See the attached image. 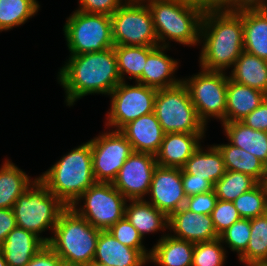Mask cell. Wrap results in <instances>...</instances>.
Returning a JSON list of instances; mask_svg holds the SVG:
<instances>
[{
    "instance_id": "1",
    "label": "cell",
    "mask_w": 267,
    "mask_h": 266,
    "mask_svg": "<svg viewBox=\"0 0 267 266\" xmlns=\"http://www.w3.org/2000/svg\"><path fill=\"white\" fill-rule=\"evenodd\" d=\"M200 38L203 45L200 66L208 71H225L244 51L242 4H208L202 17Z\"/></svg>"
},
{
    "instance_id": "2",
    "label": "cell",
    "mask_w": 267,
    "mask_h": 266,
    "mask_svg": "<svg viewBox=\"0 0 267 266\" xmlns=\"http://www.w3.org/2000/svg\"><path fill=\"white\" fill-rule=\"evenodd\" d=\"M58 73L68 106L88 94L109 95L121 82L115 46L101 52L71 55Z\"/></svg>"
},
{
    "instance_id": "3",
    "label": "cell",
    "mask_w": 267,
    "mask_h": 266,
    "mask_svg": "<svg viewBox=\"0 0 267 266\" xmlns=\"http://www.w3.org/2000/svg\"><path fill=\"white\" fill-rule=\"evenodd\" d=\"M146 2V0H143ZM159 46L168 47L167 38L183 45L200 43L205 0H147Z\"/></svg>"
},
{
    "instance_id": "4",
    "label": "cell",
    "mask_w": 267,
    "mask_h": 266,
    "mask_svg": "<svg viewBox=\"0 0 267 266\" xmlns=\"http://www.w3.org/2000/svg\"><path fill=\"white\" fill-rule=\"evenodd\" d=\"M38 179L65 206L71 207L90 186L96 183L90 141L64 155Z\"/></svg>"
},
{
    "instance_id": "5",
    "label": "cell",
    "mask_w": 267,
    "mask_h": 266,
    "mask_svg": "<svg viewBox=\"0 0 267 266\" xmlns=\"http://www.w3.org/2000/svg\"><path fill=\"white\" fill-rule=\"evenodd\" d=\"M100 231L67 207L60 214L48 245L66 265L87 266L93 262Z\"/></svg>"
},
{
    "instance_id": "6",
    "label": "cell",
    "mask_w": 267,
    "mask_h": 266,
    "mask_svg": "<svg viewBox=\"0 0 267 266\" xmlns=\"http://www.w3.org/2000/svg\"><path fill=\"white\" fill-rule=\"evenodd\" d=\"M67 208L49 189L37 179L16 200L13 212L16 226L40 237L47 228L52 232L60 214Z\"/></svg>"
},
{
    "instance_id": "7",
    "label": "cell",
    "mask_w": 267,
    "mask_h": 266,
    "mask_svg": "<svg viewBox=\"0 0 267 266\" xmlns=\"http://www.w3.org/2000/svg\"><path fill=\"white\" fill-rule=\"evenodd\" d=\"M154 114L165 134L205 133L206 126L199 119L183 82L157 90Z\"/></svg>"
},
{
    "instance_id": "8",
    "label": "cell",
    "mask_w": 267,
    "mask_h": 266,
    "mask_svg": "<svg viewBox=\"0 0 267 266\" xmlns=\"http://www.w3.org/2000/svg\"><path fill=\"white\" fill-rule=\"evenodd\" d=\"M63 29L71 55L101 52L115 46L109 15L76 10L67 18Z\"/></svg>"
},
{
    "instance_id": "9",
    "label": "cell",
    "mask_w": 267,
    "mask_h": 266,
    "mask_svg": "<svg viewBox=\"0 0 267 266\" xmlns=\"http://www.w3.org/2000/svg\"><path fill=\"white\" fill-rule=\"evenodd\" d=\"M125 2L110 16L115 46H159L148 5L143 0Z\"/></svg>"
},
{
    "instance_id": "10",
    "label": "cell",
    "mask_w": 267,
    "mask_h": 266,
    "mask_svg": "<svg viewBox=\"0 0 267 266\" xmlns=\"http://www.w3.org/2000/svg\"><path fill=\"white\" fill-rule=\"evenodd\" d=\"M85 200L84 206L76 208L78 201ZM128 200L112 183L96 182L90 186L71 206L82 218L93 227L108 230L125 215Z\"/></svg>"
},
{
    "instance_id": "11",
    "label": "cell",
    "mask_w": 267,
    "mask_h": 266,
    "mask_svg": "<svg viewBox=\"0 0 267 266\" xmlns=\"http://www.w3.org/2000/svg\"><path fill=\"white\" fill-rule=\"evenodd\" d=\"M201 70L199 74L182 82L188 89L198 117L205 126L210 117L219 118L224 123L226 122V91L229 77L222 71Z\"/></svg>"
},
{
    "instance_id": "12",
    "label": "cell",
    "mask_w": 267,
    "mask_h": 266,
    "mask_svg": "<svg viewBox=\"0 0 267 266\" xmlns=\"http://www.w3.org/2000/svg\"><path fill=\"white\" fill-rule=\"evenodd\" d=\"M157 89L144 84L121 81L109 94L112 97L107 124L120 130L127 123L154 112Z\"/></svg>"
},
{
    "instance_id": "13",
    "label": "cell",
    "mask_w": 267,
    "mask_h": 266,
    "mask_svg": "<svg viewBox=\"0 0 267 266\" xmlns=\"http://www.w3.org/2000/svg\"><path fill=\"white\" fill-rule=\"evenodd\" d=\"M90 144L96 182L112 183L134 152L132 145L119 130L103 133L91 139Z\"/></svg>"
},
{
    "instance_id": "14",
    "label": "cell",
    "mask_w": 267,
    "mask_h": 266,
    "mask_svg": "<svg viewBox=\"0 0 267 266\" xmlns=\"http://www.w3.org/2000/svg\"><path fill=\"white\" fill-rule=\"evenodd\" d=\"M156 167L154 154L133 152L112 184L128 201L143 200L149 192Z\"/></svg>"
},
{
    "instance_id": "15",
    "label": "cell",
    "mask_w": 267,
    "mask_h": 266,
    "mask_svg": "<svg viewBox=\"0 0 267 266\" xmlns=\"http://www.w3.org/2000/svg\"><path fill=\"white\" fill-rule=\"evenodd\" d=\"M151 201L167 217L185 205L186 196L182 184L181 168L162 167L155 168L148 195Z\"/></svg>"
},
{
    "instance_id": "16",
    "label": "cell",
    "mask_w": 267,
    "mask_h": 266,
    "mask_svg": "<svg viewBox=\"0 0 267 266\" xmlns=\"http://www.w3.org/2000/svg\"><path fill=\"white\" fill-rule=\"evenodd\" d=\"M168 229L177 234L171 236L193 243L219 238L210 215L189 211L184 206L168 217Z\"/></svg>"
},
{
    "instance_id": "17",
    "label": "cell",
    "mask_w": 267,
    "mask_h": 266,
    "mask_svg": "<svg viewBox=\"0 0 267 266\" xmlns=\"http://www.w3.org/2000/svg\"><path fill=\"white\" fill-rule=\"evenodd\" d=\"M244 51L267 61V3L242 4Z\"/></svg>"
},
{
    "instance_id": "18",
    "label": "cell",
    "mask_w": 267,
    "mask_h": 266,
    "mask_svg": "<svg viewBox=\"0 0 267 266\" xmlns=\"http://www.w3.org/2000/svg\"><path fill=\"white\" fill-rule=\"evenodd\" d=\"M130 142L134 152L156 154L164 138V131L154 112L143 115L119 130Z\"/></svg>"
},
{
    "instance_id": "19",
    "label": "cell",
    "mask_w": 267,
    "mask_h": 266,
    "mask_svg": "<svg viewBox=\"0 0 267 266\" xmlns=\"http://www.w3.org/2000/svg\"><path fill=\"white\" fill-rule=\"evenodd\" d=\"M205 133H167L155 158L158 166L182 168L200 147Z\"/></svg>"
},
{
    "instance_id": "20",
    "label": "cell",
    "mask_w": 267,
    "mask_h": 266,
    "mask_svg": "<svg viewBox=\"0 0 267 266\" xmlns=\"http://www.w3.org/2000/svg\"><path fill=\"white\" fill-rule=\"evenodd\" d=\"M51 238L38 237L34 233L20 227H15L0 246L8 266H26L32 257Z\"/></svg>"
},
{
    "instance_id": "21",
    "label": "cell",
    "mask_w": 267,
    "mask_h": 266,
    "mask_svg": "<svg viewBox=\"0 0 267 266\" xmlns=\"http://www.w3.org/2000/svg\"><path fill=\"white\" fill-rule=\"evenodd\" d=\"M167 48L168 47L160 45L154 47L148 53L141 78L137 83L158 90L176 86L182 82V79L177 80L173 76L175 70L178 68V62L164 53Z\"/></svg>"
},
{
    "instance_id": "22",
    "label": "cell",
    "mask_w": 267,
    "mask_h": 266,
    "mask_svg": "<svg viewBox=\"0 0 267 266\" xmlns=\"http://www.w3.org/2000/svg\"><path fill=\"white\" fill-rule=\"evenodd\" d=\"M93 261L108 266H143L148 262L137 249L123 245L108 230L100 231Z\"/></svg>"
},
{
    "instance_id": "23",
    "label": "cell",
    "mask_w": 267,
    "mask_h": 266,
    "mask_svg": "<svg viewBox=\"0 0 267 266\" xmlns=\"http://www.w3.org/2000/svg\"><path fill=\"white\" fill-rule=\"evenodd\" d=\"M267 94L237 83L228 78L226 91V122L241 121L254 111L265 99Z\"/></svg>"
},
{
    "instance_id": "24",
    "label": "cell",
    "mask_w": 267,
    "mask_h": 266,
    "mask_svg": "<svg viewBox=\"0 0 267 266\" xmlns=\"http://www.w3.org/2000/svg\"><path fill=\"white\" fill-rule=\"evenodd\" d=\"M194 245L167 234L150 250L148 260L159 266H192Z\"/></svg>"
},
{
    "instance_id": "25",
    "label": "cell",
    "mask_w": 267,
    "mask_h": 266,
    "mask_svg": "<svg viewBox=\"0 0 267 266\" xmlns=\"http://www.w3.org/2000/svg\"><path fill=\"white\" fill-rule=\"evenodd\" d=\"M225 133L231 144L256 156L267 166V132L254 130L241 121L224 122Z\"/></svg>"
},
{
    "instance_id": "26",
    "label": "cell",
    "mask_w": 267,
    "mask_h": 266,
    "mask_svg": "<svg viewBox=\"0 0 267 266\" xmlns=\"http://www.w3.org/2000/svg\"><path fill=\"white\" fill-rule=\"evenodd\" d=\"M205 151L203 152L200 145L181 168V173L193 174L196 177L205 178L215 185L226 172L223 157L215 145L210 146L208 151Z\"/></svg>"
},
{
    "instance_id": "27",
    "label": "cell",
    "mask_w": 267,
    "mask_h": 266,
    "mask_svg": "<svg viewBox=\"0 0 267 266\" xmlns=\"http://www.w3.org/2000/svg\"><path fill=\"white\" fill-rule=\"evenodd\" d=\"M229 78L267 94V61L243 51L232 66Z\"/></svg>"
},
{
    "instance_id": "28",
    "label": "cell",
    "mask_w": 267,
    "mask_h": 266,
    "mask_svg": "<svg viewBox=\"0 0 267 266\" xmlns=\"http://www.w3.org/2000/svg\"><path fill=\"white\" fill-rule=\"evenodd\" d=\"M215 146L222 154L226 170L248 174L258 183H264L267 166L256 156L231 143Z\"/></svg>"
},
{
    "instance_id": "29",
    "label": "cell",
    "mask_w": 267,
    "mask_h": 266,
    "mask_svg": "<svg viewBox=\"0 0 267 266\" xmlns=\"http://www.w3.org/2000/svg\"><path fill=\"white\" fill-rule=\"evenodd\" d=\"M124 216L137 229L142 238L146 233H154L160 229L164 231L168 228V217L145 199L130 200L128 206L126 203Z\"/></svg>"
},
{
    "instance_id": "30",
    "label": "cell",
    "mask_w": 267,
    "mask_h": 266,
    "mask_svg": "<svg viewBox=\"0 0 267 266\" xmlns=\"http://www.w3.org/2000/svg\"><path fill=\"white\" fill-rule=\"evenodd\" d=\"M31 181L21 169L7 160L0 168V208L12 209L20 195L37 180Z\"/></svg>"
},
{
    "instance_id": "31",
    "label": "cell",
    "mask_w": 267,
    "mask_h": 266,
    "mask_svg": "<svg viewBox=\"0 0 267 266\" xmlns=\"http://www.w3.org/2000/svg\"><path fill=\"white\" fill-rule=\"evenodd\" d=\"M157 46H115L118 71L121 81H124L125 73L130 75L129 79L136 82L141 78L148 53Z\"/></svg>"
},
{
    "instance_id": "32",
    "label": "cell",
    "mask_w": 267,
    "mask_h": 266,
    "mask_svg": "<svg viewBox=\"0 0 267 266\" xmlns=\"http://www.w3.org/2000/svg\"><path fill=\"white\" fill-rule=\"evenodd\" d=\"M39 7L36 0H0V31L24 24Z\"/></svg>"
},
{
    "instance_id": "33",
    "label": "cell",
    "mask_w": 267,
    "mask_h": 266,
    "mask_svg": "<svg viewBox=\"0 0 267 266\" xmlns=\"http://www.w3.org/2000/svg\"><path fill=\"white\" fill-rule=\"evenodd\" d=\"M240 262L267 263V213L251 219L250 239Z\"/></svg>"
},
{
    "instance_id": "34",
    "label": "cell",
    "mask_w": 267,
    "mask_h": 266,
    "mask_svg": "<svg viewBox=\"0 0 267 266\" xmlns=\"http://www.w3.org/2000/svg\"><path fill=\"white\" fill-rule=\"evenodd\" d=\"M258 182L248 174L226 170L215 183L217 199L233 202L237 197L252 189Z\"/></svg>"
},
{
    "instance_id": "35",
    "label": "cell",
    "mask_w": 267,
    "mask_h": 266,
    "mask_svg": "<svg viewBox=\"0 0 267 266\" xmlns=\"http://www.w3.org/2000/svg\"><path fill=\"white\" fill-rule=\"evenodd\" d=\"M241 218L253 219L267 213V190L264 183H257L233 201Z\"/></svg>"
},
{
    "instance_id": "36",
    "label": "cell",
    "mask_w": 267,
    "mask_h": 266,
    "mask_svg": "<svg viewBox=\"0 0 267 266\" xmlns=\"http://www.w3.org/2000/svg\"><path fill=\"white\" fill-rule=\"evenodd\" d=\"M221 243L219 238L213 241L195 243L192 266H223L226 251Z\"/></svg>"
},
{
    "instance_id": "37",
    "label": "cell",
    "mask_w": 267,
    "mask_h": 266,
    "mask_svg": "<svg viewBox=\"0 0 267 266\" xmlns=\"http://www.w3.org/2000/svg\"><path fill=\"white\" fill-rule=\"evenodd\" d=\"M251 231V219L241 218L219 235L222 243L229 245L232 251L238 253V257L246 250Z\"/></svg>"
},
{
    "instance_id": "38",
    "label": "cell",
    "mask_w": 267,
    "mask_h": 266,
    "mask_svg": "<svg viewBox=\"0 0 267 266\" xmlns=\"http://www.w3.org/2000/svg\"><path fill=\"white\" fill-rule=\"evenodd\" d=\"M108 231L123 245L137 249L147 260L149 259L150 251L146 252L148 250L142 244V236L125 216L111 226Z\"/></svg>"
},
{
    "instance_id": "39",
    "label": "cell",
    "mask_w": 267,
    "mask_h": 266,
    "mask_svg": "<svg viewBox=\"0 0 267 266\" xmlns=\"http://www.w3.org/2000/svg\"><path fill=\"white\" fill-rule=\"evenodd\" d=\"M214 228L218 235L228 229L233 223L241 219L233 202L217 199L215 207L210 214Z\"/></svg>"
},
{
    "instance_id": "40",
    "label": "cell",
    "mask_w": 267,
    "mask_h": 266,
    "mask_svg": "<svg viewBox=\"0 0 267 266\" xmlns=\"http://www.w3.org/2000/svg\"><path fill=\"white\" fill-rule=\"evenodd\" d=\"M217 201V196L214 190L189 196L186 198L184 207L189 211L210 215Z\"/></svg>"
},
{
    "instance_id": "41",
    "label": "cell",
    "mask_w": 267,
    "mask_h": 266,
    "mask_svg": "<svg viewBox=\"0 0 267 266\" xmlns=\"http://www.w3.org/2000/svg\"><path fill=\"white\" fill-rule=\"evenodd\" d=\"M79 8L82 11L91 14H103L111 16L122 4V0H79Z\"/></svg>"
},
{
    "instance_id": "42",
    "label": "cell",
    "mask_w": 267,
    "mask_h": 266,
    "mask_svg": "<svg viewBox=\"0 0 267 266\" xmlns=\"http://www.w3.org/2000/svg\"><path fill=\"white\" fill-rule=\"evenodd\" d=\"M182 184L186 197L214 190V185L207 179L188 173H182Z\"/></svg>"
},
{
    "instance_id": "43",
    "label": "cell",
    "mask_w": 267,
    "mask_h": 266,
    "mask_svg": "<svg viewBox=\"0 0 267 266\" xmlns=\"http://www.w3.org/2000/svg\"><path fill=\"white\" fill-rule=\"evenodd\" d=\"M64 264L54 250L46 244L32 257L26 266H63Z\"/></svg>"
},
{
    "instance_id": "44",
    "label": "cell",
    "mask_w": 267,
    "mask_h": 266,
    "mask_svg": "<svg viewBox=\"0 0 267 266\" xmlns=\"http://www.w3.org/2000/svg\"><path fill=\"white\" fill-rule=\"evenodd\" d=\"M241 122L254 130L267 132V98Z\"/></svg>"
},
{
    "instance_id": "45",
    "label": "cell",
    "mask_w": 267,
    "mask_h": 266,
    "mask_svg": "<svg viewBox=\"0 0 267 266\" xmlns=\"http://www.w3.org/2000/svg\"><path fill=\"white\" fill-rule=\"evenodd\" d=\"M16 227V219L13 209L0 208V246L7 235Z\"/></svg>"
},
{
    "instance_id": "46",
    "label": "cell",
    "mask_w": 267,
    "mask_h": 266,
    "mask_svg": "<svg viewBox=\"0 0 267 266\" xmlns=\"http://www.w3.org/2000/svg\"><path fill=\"white\" fill-rule=\"evenodd\" d=\"M267 0H233V6L241 4H266Z\"/></svg>"
},
{
    "instance_id": "47",
    "label": "cell",
    "mask_w": 267,
    "mask_h": 266,
    "mask_svg": "<svg viewBox=\"0 0 267 266\" xmlns=\"http://www.w3.org/2000/svg\"><path fill=\"white\" fill-rule=\"evenodd\" d=\"M208 4H216L222 6H233V0H205Z\"/></svg>"
},
{
    "instance_id": "48",
    "label": "cell",
    "mask_w": 267,
    "mask_h": 266,
    "mask_svg": "<svg viewBox=\"0 0 267 266\" xmlns=\"http://www.w3.org/2000/svg\"><path fill=\"white\" fill-rule=\"evenodd\" d=\"M0 266H8V264L6 263L4 259V255H3L1 248H0Z\"/></svg>"
},
{
    "instance_id": "49",
    "label": "cell",
    "mask_w": 267,
    "mask_h": 266,
    "mask_svg": "<svg viewBox=\"0 0 267 266\" xmlns=\"http://www.w3.org/2000/svg\"><path fill=\"white\" fill-rule=\"evenodd\" d=\"M247 266H267V263H247Z\"/></svg>"
},
{
    "instance_id": "50",
    "label": "cell",
    "mask_w": 267,
    "mask_h": 266,
    "mask_svg": "<svg viewBox=\"0 0 267 266\" xmlns=\"http://www.w3.org/2000/svg\"><path fill=\"white\" fill-rule=\"evenodd\" d=\"M87 266H108V265H105V264H101L99 262H91L90 264H88Z\"/></svg>"
},
{
    "instance_id": "51",
    "label": "cell",
    "mask_w": 267,
    "mask_h": 266,
    "mask_svg": "<svg viewBox=\"0 0 267 266\" xmlns=\"http://www.w3.org/2000/svg\"><path fill=\"white\" fill-rule=\"evenodd\" d=\"M264 185H265L266 190H267V173H266V178H265V181H264Z\"/></svg>"
}]
</instances>
